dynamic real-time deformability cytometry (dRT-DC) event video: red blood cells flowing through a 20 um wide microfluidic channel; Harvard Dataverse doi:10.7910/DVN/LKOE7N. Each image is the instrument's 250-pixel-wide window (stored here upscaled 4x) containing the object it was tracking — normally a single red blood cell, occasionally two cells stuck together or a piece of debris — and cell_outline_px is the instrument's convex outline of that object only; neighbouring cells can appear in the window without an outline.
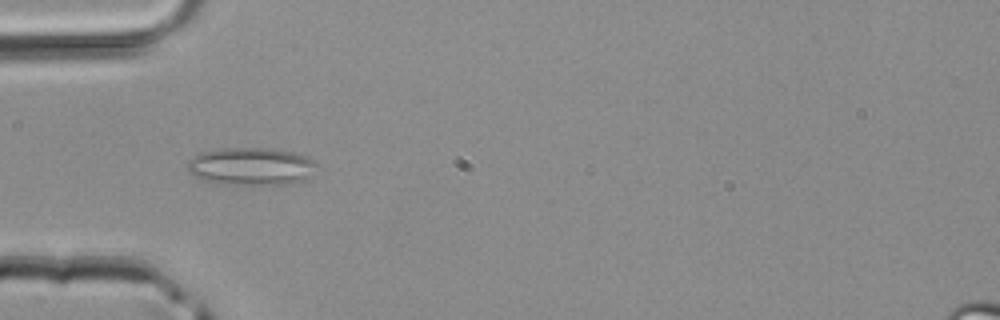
{"species": "common noctule bat (a hibernating species)", "species_latin": "Nyctalus noctula", "temperature_condition": "room temperature", "stored_images_in_passage": 4, "camera_frame_rate_fps": 3000, "um_per_image_px": 0.085, "animal": {"sex": "male", "body_mass_g": 20.4}, "frame": {"image": 1, "passage_image": 4, "time_ms": 1.0, "image_size_px": [1000, 320], "cell_outline_px": [[320, 164], [304, 180], [292, 184], [236, 184], [204, 180], [188, 172], [188, 160], [192, 156], [200, 152], [224, 148], [268, 148], [292, 152], [308, 156]], "centroid_in_image_um": [21.38, 14.12], "position_along_channel_um": 63.6, "area_um2": 28.32}}